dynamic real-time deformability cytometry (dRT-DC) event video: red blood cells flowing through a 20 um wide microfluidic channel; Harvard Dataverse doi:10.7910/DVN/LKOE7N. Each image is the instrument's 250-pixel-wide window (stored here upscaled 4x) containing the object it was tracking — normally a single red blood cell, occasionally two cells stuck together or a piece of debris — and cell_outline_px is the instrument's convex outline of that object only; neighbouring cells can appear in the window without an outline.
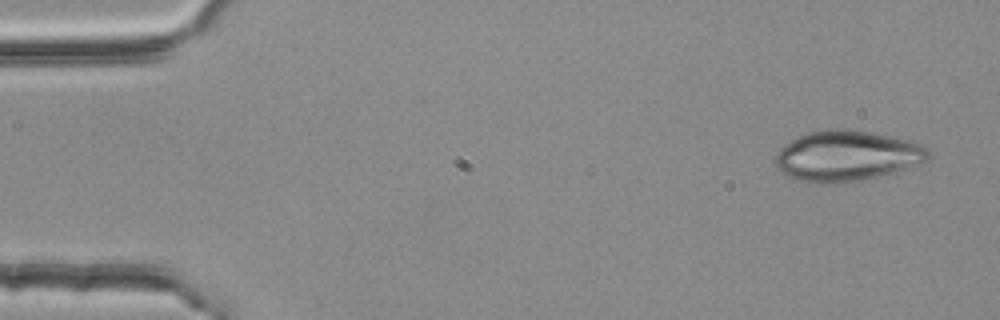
{"species": "common noctule bat (a hibernating species)", "species_latin": "Nyctalus noctula", "temperature_condition": "room temperature", "stored_images_in_passage": 5, "segment_of_instrument_passage": [2, 2], "camera_frame_rate_fps": 3000, "um_per_image_px": 0.085, "animal": {"sex": "female", "body_mass_g": 25.1}, "frame": {"image": 1, "passage_image": 5, "time_ms": 1.333, "image_size_px": [1000, 320], "cell_outline_px": [[932, 156], [928, 160], [920, 164], [908, 168], [860, 180], [828, 184], [820, 184], [796, 180], [780, 172], [776, 168], [776, 152], [784, 144], [796, 136], [808, 132], [828, 128], [848, 128], [872, 132], [908, 140], [920, 144], [928, 148]], "centroid_in_image_um": [71.96, 13.23], "position_along_channel_um": 13.0, "area_um2": 45.55}}